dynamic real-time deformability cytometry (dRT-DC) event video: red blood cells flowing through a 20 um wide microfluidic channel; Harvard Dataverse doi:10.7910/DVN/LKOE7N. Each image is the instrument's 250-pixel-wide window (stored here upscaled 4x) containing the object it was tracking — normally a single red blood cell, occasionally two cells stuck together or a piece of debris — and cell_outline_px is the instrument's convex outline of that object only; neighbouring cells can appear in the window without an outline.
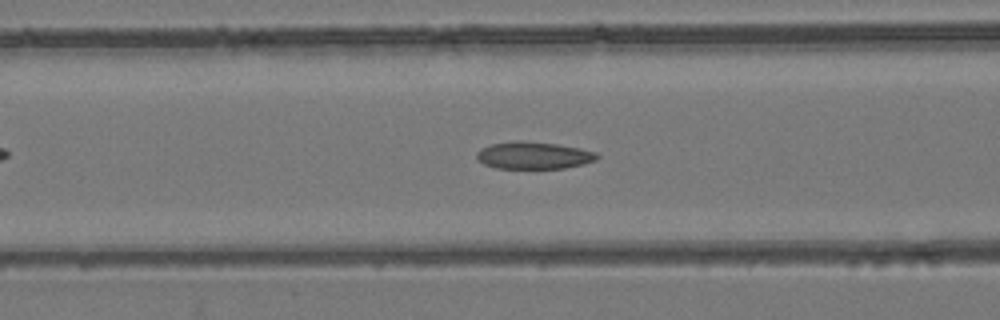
{"species": "common noctule bat (a hibernating species)", "species_latin": "Nyctalus noctula", "temperature_condition": "room temperature", "stored_images_in_passage": 55, "camera_frame_rate_fps": 3000, "um_per_image_px": 0.085, "animal": {"sex": "female", "body_mass_g": 24.6, "forearm_length_mm": 56.2}, "frame": {"image": 1, "passage_image": 22, "time_ms": 7.0, "image_size_px": [1000, 320], "cell_outline_px": [[600, 156], [596, 160], [584, 164], [564, 168], [496, 168], [484, 164], [476, 160], [476, 152], [480, 148], [492, 144], [516, 140], [520, 140], [556, 144], [580, 148], [596, 152]], "centroid_in_image_um": [45.34, 13.2], "position_along_channel_um": 121.3, "area_um2": 19.19}}
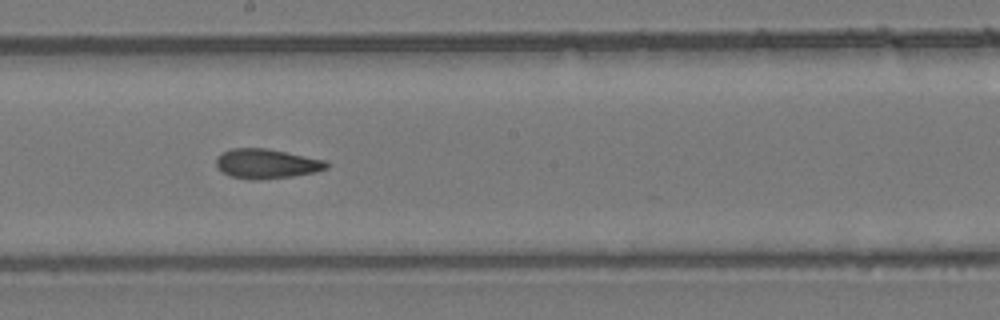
{"frame": {"image": 2, "passage_image": 30, "time_ms": 9.667, "image_size_px": [1000, 320], "cell_outline_px": [[328, 168], [316, 172], [292, 176], [256, 180], [252, 180], [232, 176], [220, 172], [216, 164], [216, 156], [232, 148], [264, 148], [324, 160], [328, 164]], "centroid_in_image_um": [22.62, 13.92], "position_along_channel_um": 225.6, "area_um2": 18.84}}
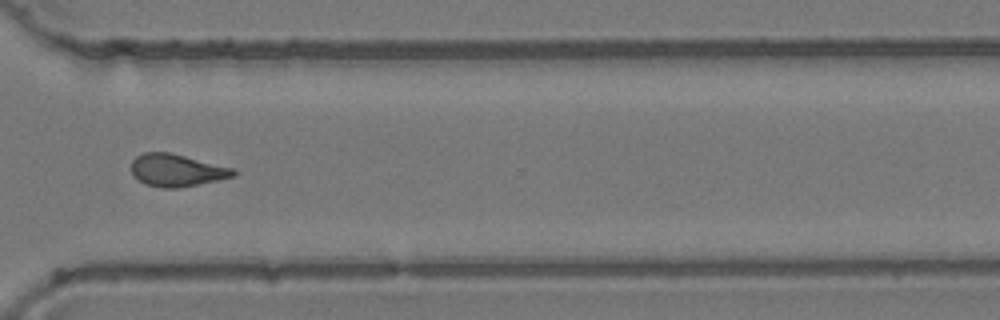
{"frame": {"image": 3, "passage_image": 40, "time_ms": 13.0, "image_size_px": [1000, 320], "cell_outline_px": [[236, 176], [180, 188], [164, 188], [144, 184], [132, 172], [132, 160], [136, 156], [144, 152], [168, 152], [232, 168], [236, 172]], "centroid_in_image_um": [15.01, 14.48], "position_along_channel_um": 355.6, "area_um2": 18.96}, "authors_computed_cell_mechanics": {"area_um2": 19.3052, "velocity_mm_per_s": 3.9123, "shape_relaxation_time_tau1_ms": null, "shape_relaxation_time_tau2_ms": 3.6267, "deformation_change_tau1": null, "deformation_change_tau2": 0.1134}}